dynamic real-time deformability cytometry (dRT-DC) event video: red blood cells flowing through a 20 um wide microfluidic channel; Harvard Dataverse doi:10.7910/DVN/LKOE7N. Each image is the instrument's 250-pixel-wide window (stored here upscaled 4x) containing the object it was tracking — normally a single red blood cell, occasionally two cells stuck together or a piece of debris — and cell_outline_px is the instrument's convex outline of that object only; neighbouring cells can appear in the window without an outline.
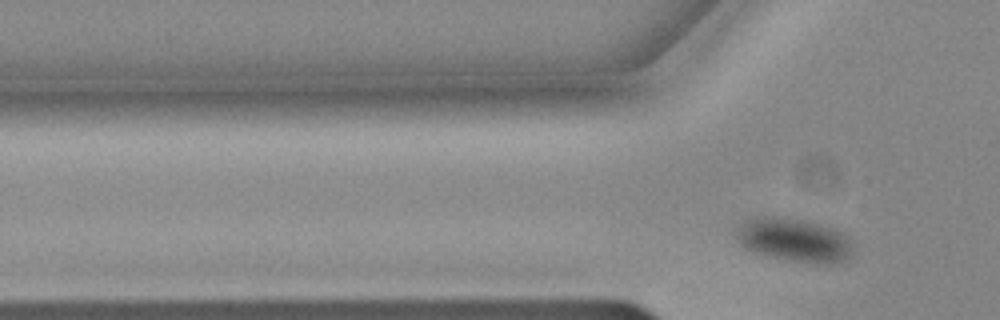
{"species": "common noctule bat (a hibernating species)", "species_latin": "Nyctalus noctula", "temperature_condition": "cold", "stored_images_in_passage": 2, "camera_frame_rate_fps": 3000, "um_per_image_px": 0.085, "animal": {"sex": "male", "body_mass_g": 19.2, "forearm_length_mm": 51.8}, "frame": {"image": 1, "passage_image": 2, "time_ms": 0.333, "image_size_px": [1000, 320], "cell_outline_px": [[852, 252], [844, 260], [828, 264], [796, 260], [772, 256], [756, 252], [740, 244], [736, 240], [736, 228], [744, 220], [760, 216], [764, 216], [800, 220], [820, 224], [832, 228], [848, 236], [852, 240]], "centroid_in_image_um": [67.49, 20.38], "position_along_channel_um": 58.3, "area_um2": 28.96}}